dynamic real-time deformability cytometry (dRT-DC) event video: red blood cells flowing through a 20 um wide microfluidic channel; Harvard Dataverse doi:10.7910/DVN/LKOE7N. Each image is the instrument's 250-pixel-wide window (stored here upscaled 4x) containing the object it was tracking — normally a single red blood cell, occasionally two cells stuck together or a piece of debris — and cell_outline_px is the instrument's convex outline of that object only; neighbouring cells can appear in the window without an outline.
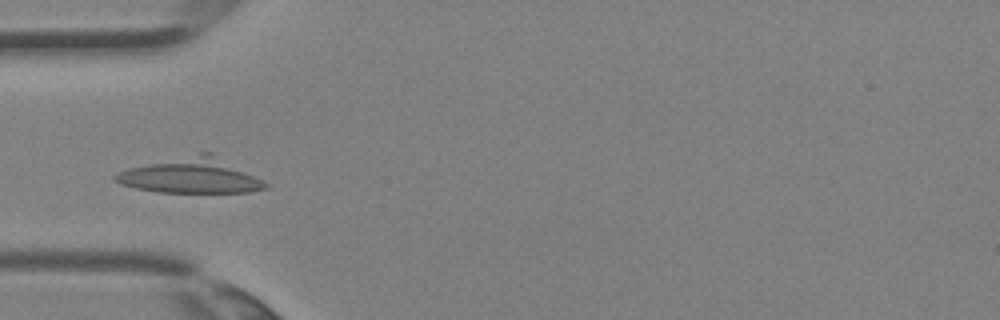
{"species": "Egyptian fruit bat (a non-hibernating species)", "species_latin": "Rousettus aegyptiacus", "temperature_condition": "room temperature", "stored_images_in_passage": 3, "camera_frame_rate_fps": 3000, "um_per_image_px": 0.085, "animal": {"sex": "female"}, "frame": {"image": 1, "passage_image": 3, "time_ms": 0.667, "image_size_px": [1000, 320], "cell_outline_px": [[268, 188], [252, 192], [156, 192], [136, 188], [120, 184], [112, 180], [112, 176], [116, 172], [128, 168], [200, 152], [212, 152], [268, 184]], "centroid_in_image_um": [16.18, 14.94], "position_along_channel_um": 68.8, "area_um2": 30.46}}